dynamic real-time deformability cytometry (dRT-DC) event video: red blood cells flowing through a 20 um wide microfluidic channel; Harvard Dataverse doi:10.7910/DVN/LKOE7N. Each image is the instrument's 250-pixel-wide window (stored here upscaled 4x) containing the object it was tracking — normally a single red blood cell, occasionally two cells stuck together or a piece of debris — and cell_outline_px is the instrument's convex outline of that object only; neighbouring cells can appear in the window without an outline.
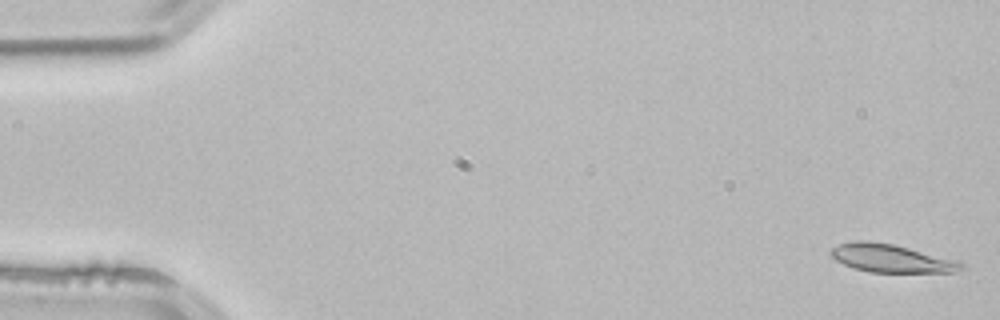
{"species": "common noctule bat (a hibernating species)", "species_latin": "Nyctalus noctula", "temperature_condition": "room temperature", "stored_images_in_passage": 52, "camera_frame_rate_fps": 3000, "um_per_image_px": 0.085, "animal": {"sex": "male", "body_mass_g": 21.5, "forearm_length_mm": 52.0}, "frame": {"image": 1, "passage_image": 1, "time_ms": 0.0, "image_size_px": [1000, 320], "cell_outline_px": [[968, 268], [956, 272], [868, 272], [852, 268], [836, 260], [828, 252], [832, 248], [840, 244], [852, 240], [868, 240], [892, 244], [956, 260], [968, 264]], "centroid_in_image_um": [75.78, 21.96], "position_along_channel_um": 9.2, "area_um2": 21.5}}
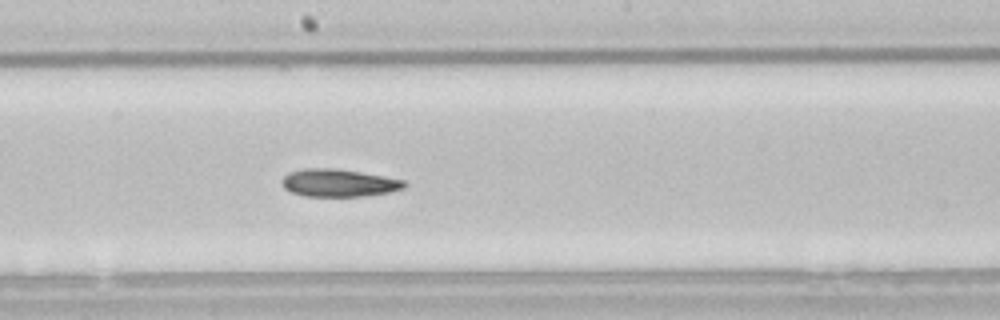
{"frame": {"image": 2, "passage_image": 28, "time_ms": 9.0, "image_size_px": [1000, 320], "cell_outline_px": [[408, 184], [404, 188], [388, 192], [360, 196], [304, 196], [292, 192], [284, 188], [280, 180], [288, 172], [300, 168], [332, 168], [360, 172], [384, 176], [404, 180]], "centroid_in_image_um": [28.75, 15.53], "position_along_channel_um": 219.5, "area_um2": 19.71}}
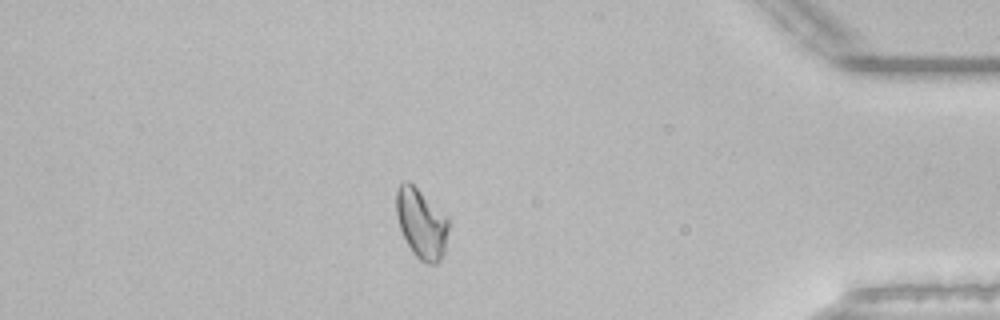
{"frame": {"image": 3, "passage_image": 45, "time_ms": 14.667, "image_size_px": [1000, 320], "cell_outline_px": [[448, 228], [444, 252], [440, 260], [436, 264], [428, 264], [420, 260], [412, 252], [400, 228], [396, 216], [396, 188], [400, 184], [408, 180], [448, 216]], "centroid_in_image_um": [35.81, 18.98], "position_along_channel_um": 399.4, "area_um2": 21.21}}